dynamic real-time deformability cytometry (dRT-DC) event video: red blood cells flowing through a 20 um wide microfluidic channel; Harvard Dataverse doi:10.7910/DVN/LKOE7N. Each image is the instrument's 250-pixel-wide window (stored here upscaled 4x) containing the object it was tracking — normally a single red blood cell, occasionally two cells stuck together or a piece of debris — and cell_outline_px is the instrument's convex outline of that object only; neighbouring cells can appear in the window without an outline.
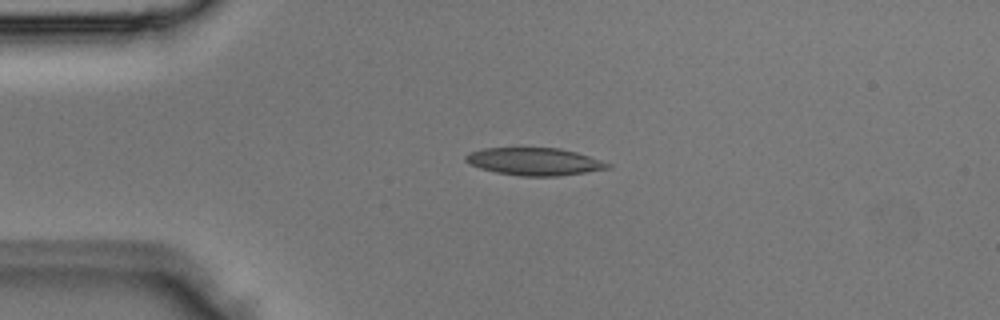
{"species": "Egyptian fruit bat (a non-hibernating species)", "species_latin": "Rousettus aegyptiacus", "temperature_condition": "room temperature", "stored_images_in_passage": 2, "camera_frame_rate_fps": 3000, "um_per_image_px": 0.085, "animal": {"sex": "male"}, "frame": {"image": 1, "passage_image": 1, "time_ms": 0.0, "image_size_px": [1000, 320], "cell_outline_px": [[612, 168], [560, 176], [520, 176], [496, 172], [480, 168], [464, 160], [464, 156], [472, 152], [484, 148], [560, 148], [576, 152], [612, 164]], "centroid_in_image_um": [45.46, 13.74], "position_along_channel_um": 39.5, "area_um2": 22.66}}